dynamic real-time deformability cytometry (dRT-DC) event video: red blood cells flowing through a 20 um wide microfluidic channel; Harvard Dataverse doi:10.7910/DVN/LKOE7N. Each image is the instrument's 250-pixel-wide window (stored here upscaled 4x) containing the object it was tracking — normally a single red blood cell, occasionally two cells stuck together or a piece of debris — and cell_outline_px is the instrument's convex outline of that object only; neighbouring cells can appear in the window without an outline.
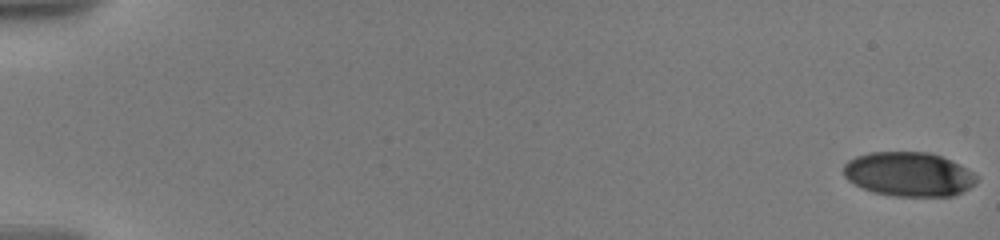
{"species": "human", "species_latin": "Homo sapiens", "temperature_condition": "warm", "stored_images_in_passage": 81, "camera_frame_rate_fps": 3000, "um_per_image_px": 0.085, "donor": {"sex": "male"}, "frame": {"image": 1, "passage_image": 1, "time_ms": 0.0, "image_size_px": [1000, 240], "cell_outline_px": [[976, 184], [952, 196], [896, 196], [872, 192], [848, 180], [844, 176], [844, 164], [848, 160], [856, 156], [868, 152], [928, 152], [952, 160], [960, 164], [972, 172], [976, 176]], "centroid_in_image_um": [77.23, 14.8], "position_along_channel_um": 7.8, "area_um2": 34.22}}
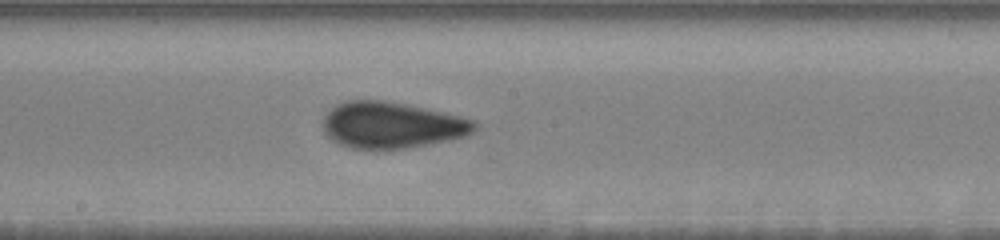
{"frame": {"image": 2, "passage_image": 46, "time_ms": 11.0, "image_size_px": [1000, 240], "cell_outline_px": [[476, 128], [468, 136], [448, 140], [400, 148], [352, 148], [340, 144], [332, 140], [324, 132], [324, 116], [336, 104], [348, 100], [384, 100], [460, 116], [472, 120], [476, 124]], "centroid_in_image_um": [33.27, 10.62], "position_along_channel_um": 214.9, "area_um2": 40.11}}
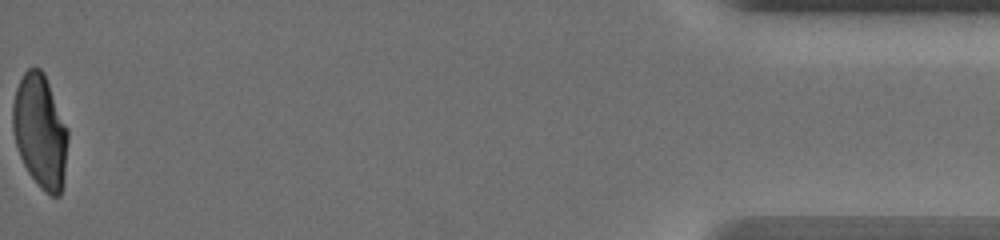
{"frame": {"image": 3, "passage_image": 80, "time_ms": 19.333, "image_size_px": [1000, 240], "cell_outline_px": [[68, 140], [64, 184], [60, 196], [52, 196], [44, 192], [40, 188], [28, 172], [20, 156], [16, 144], [12, 128], [12, 104], [16, 88], [24, 72], [28, 68], [40, 68], [44, 72], [68, 128]], "centroid_in_image_um": [3.43, 11.18], "position_along_channel_um": 431.8, "area_um2": 36.88}, "authors_computed_cell_mechanics": {"area_um2": 38.3214, "velocity_mm_per_s": 3.576, "shape_relaxation_time_tau1_ms": null, "shape_relaxation_time_tau2_ms": 1.0842, "deformation_change_tau1": null, "deformation_change_tau2": 0.0713}}